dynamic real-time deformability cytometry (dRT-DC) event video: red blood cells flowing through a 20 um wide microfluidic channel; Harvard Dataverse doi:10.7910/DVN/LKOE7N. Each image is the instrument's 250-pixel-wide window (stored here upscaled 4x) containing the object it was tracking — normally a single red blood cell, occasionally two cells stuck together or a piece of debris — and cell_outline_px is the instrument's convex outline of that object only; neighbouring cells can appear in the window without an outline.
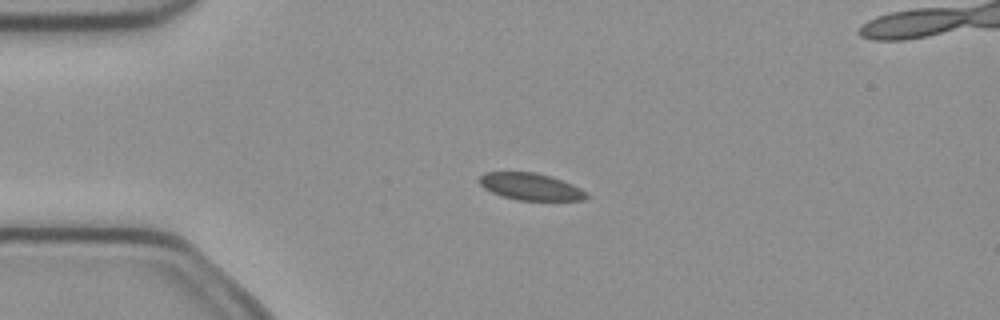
{"species": "common noctule bat (a hibernating species)", "species_latin": "Nyctalus noctula", "temperature_condition": "cold", "stored_images_in_passage": 4, "camera_frame_rate_fps": 3000, "um_per_image_px": 0.085, "animal": {"sex": "female", "body_mass_g": 21.9}, "frame": {"image": 1, "passage_image": 2, "time_ms": 0.333, "image_size_px": [1000, 320], "cell_outline_px": [[592, 196], [584, 200], [516, 200], [492, 192], [484, 188], [480, 184], [480, 176], [484, 172], [532, 172], [552, 176], [572, 184], [588, 192]], "centroid_in_image_um": [45.16, 15.87], "position_along_channel_um": 39.8, "area_um2": 16.88}}